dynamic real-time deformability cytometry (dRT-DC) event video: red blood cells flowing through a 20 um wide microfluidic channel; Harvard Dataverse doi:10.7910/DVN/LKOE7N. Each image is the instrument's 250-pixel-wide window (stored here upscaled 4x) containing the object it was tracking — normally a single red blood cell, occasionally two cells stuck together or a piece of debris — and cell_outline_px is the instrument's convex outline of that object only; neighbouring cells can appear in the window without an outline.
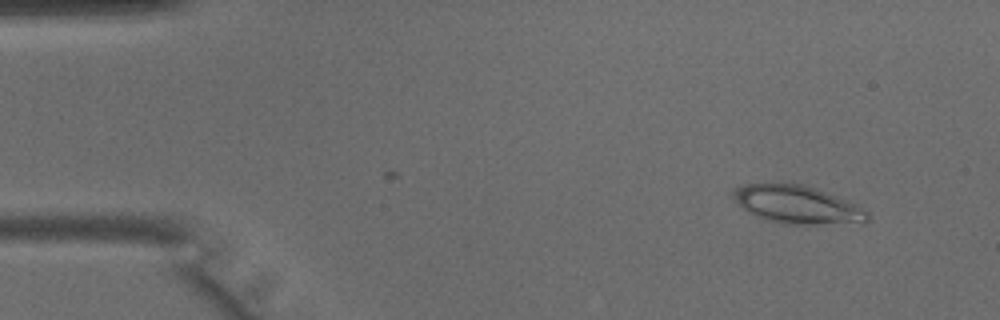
{"species": "common noctule bat (a hibernating species)", "species_latin": "Nyctalus noctula", "temperature_condition": "warm", "stored_images_in_passage": 10, "camera_frame_rate_fps": 3000, "um_per_image_px": 0.085, "animal": {"sex": "male", "body_mass_g": 15.6}, "frame": {"image": 1, "passage_image": 1, "time_ms": 0.0, "image_size_px": [1000, 320], "cell_outline_px": [[872, 216], [868, 224], [784, 224], [756, 216], [748, 212], [732, 196], [732, 188], [744, 184], [804, 184], [816, 188], [856, 204], [868, 212]], "centroid_in_image_um": [67.85, 17.41], "position_along_channel_um": 17.1, "area_um2": 29.88}}